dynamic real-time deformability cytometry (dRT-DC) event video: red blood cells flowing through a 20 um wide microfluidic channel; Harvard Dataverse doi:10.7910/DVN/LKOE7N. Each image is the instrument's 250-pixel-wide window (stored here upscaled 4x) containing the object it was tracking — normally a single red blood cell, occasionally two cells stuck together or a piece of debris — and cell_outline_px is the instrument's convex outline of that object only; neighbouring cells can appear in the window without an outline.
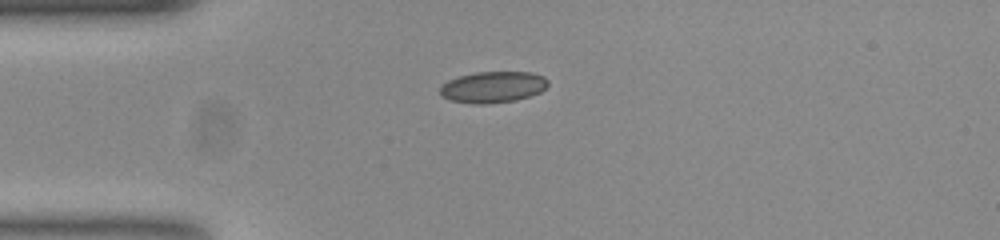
{"species": "common noctule bat (a hibernating species)", "species_latin": "Nyctalus noctula", "temperature_condition": "room temperature", "stored_images_in_passage": 41, "camera_frame_rate_fps": 3000, "um_per_image_px": 0.085, "animal": {"sex": "female", "body_mass_g": 23.0, "forearm_length_mm": 53.4}, "frame": {"image": 1, "passage_image": 1, "time_ms": 0.0, "image_size_px": [1000, 240], "cell_outline_px": [[548, 84], [540, 92], [516, 100], [488, 104], [472, 104], [448, 100], [440, 96], [440, 84], [448, 80], [460, 76], [476, 72], [532, 72], [544, 76], [548, 80]], "centroid_in_image_um": [41.86, 7.4], "position_along_channel_um": 43.1, "area_um2": 19.88}}
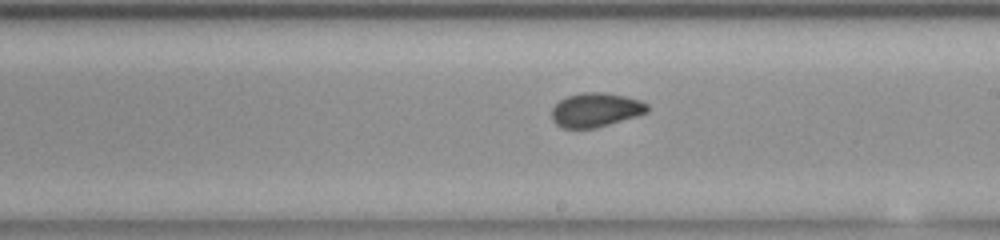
{"frame": {"image": 2, "passage_image": 18, "time_ms": 5.667, "image_size_px": [1000, 240], "cell_outline_px": [[648, 112], [636, 116], [608, 124], [592, 128], [564, 128], [556, 124], [552, 120], [552, 108], [560, 100], [568, 96], [584, 92], [604, 92], [624, 96], [640, 100], [648, 104]], "centroid_in_image_um": [50.63, 9.33], "position_along_channel_um": 238.4, "area_um2": 18.79}}
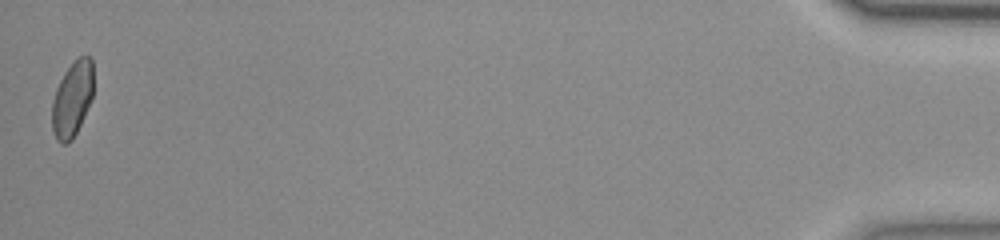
{"frame": {"image": 3, "passage_image": 41, "time_ms": 13.333, "image_size_px": [1000, 240], "cell_outline_px": [[92, 96], [84, 116], [72, 140], [68, 144], [60, 144], [56, 140], [52, 132], [52, 100], [56, 88], [64, 72], [80, 56], [92, 56]], "centroid_in_image_um": [6.11, 8.46], "position_along_channel_um": 429.1, "area_um2": 18.09}, "authors_computed_cell_mechanics": {"area_um2": 18.9006, "velocity_mm_per_s": 3.7861, "shape_relaxation_time_tau1_ms": 5.3001, "shape_relaxation_time_tau2_ms": 1.3421, "deformation_change_tau1": 0.0977, "deformation_change_tau2": 0.0566}}